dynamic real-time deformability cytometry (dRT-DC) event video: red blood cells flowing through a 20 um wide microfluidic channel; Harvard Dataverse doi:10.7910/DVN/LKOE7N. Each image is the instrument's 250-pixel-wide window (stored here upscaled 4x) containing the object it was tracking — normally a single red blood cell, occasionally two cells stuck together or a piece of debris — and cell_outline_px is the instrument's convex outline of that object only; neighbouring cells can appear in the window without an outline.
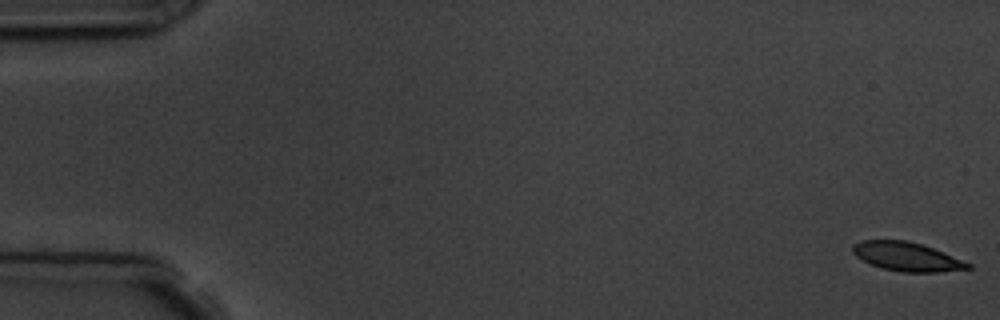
{"species": "common noctule bat (a hibernating species)", "species_latin": "Nyctalus noctula", "temperature_condition": "room temperature", "stored_images_in_passage": 6, "segment_of_instrument_passage": [1, 2], "camera_frame_rate_fps": 3000, "um_per_image_px": 0.085, "animal": {"sex": "male", "body_mass_g": 19.5, "forearm_length_mm": 54.6}, "frame": {"image": 1, "passage_image": 1, "time_ms": 0.0, "image_size_px": [1000, 320], "cell_outline_px": [[972, 268], [940, 272], [900, 272], [880, 268], [868, 264], [856, 256], [852, 252], [852, 244], [860, 240], [908, 240], [944, 252], [972, 264]], "centroid_in_image_um": [77.04, 21.82], "position_along_channel_um": 8.0, "area_um2": 19.59}}
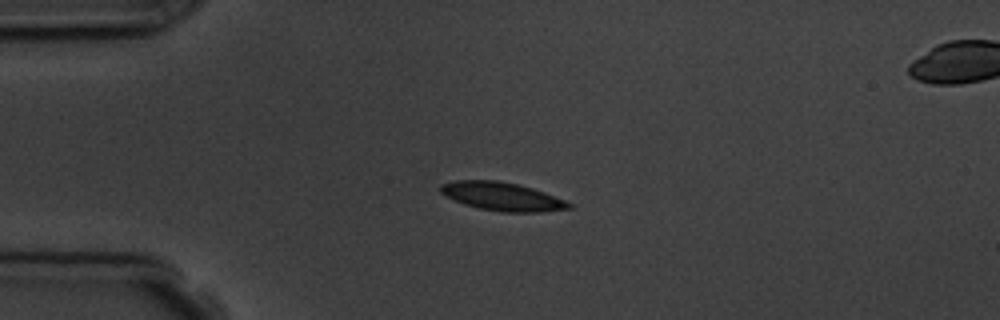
{"frame": {"image": 2, "passage_image": 4, "time_ms": 4.333, "image_size_px": [1000, 320], "cell_outline_px": [[572, 208], [540, 212], [500, 212], [480, 208], [464, 204], [440, 192], [440, 184], [456, 180], [496, 180], [516, 184], [532, 188], [544, 192], [564, 200], [572, 204]], "centroid_in_image_um": [42.68, 16.7], "position_along_channel_um": 42.3, "area_um2": 20.98}}